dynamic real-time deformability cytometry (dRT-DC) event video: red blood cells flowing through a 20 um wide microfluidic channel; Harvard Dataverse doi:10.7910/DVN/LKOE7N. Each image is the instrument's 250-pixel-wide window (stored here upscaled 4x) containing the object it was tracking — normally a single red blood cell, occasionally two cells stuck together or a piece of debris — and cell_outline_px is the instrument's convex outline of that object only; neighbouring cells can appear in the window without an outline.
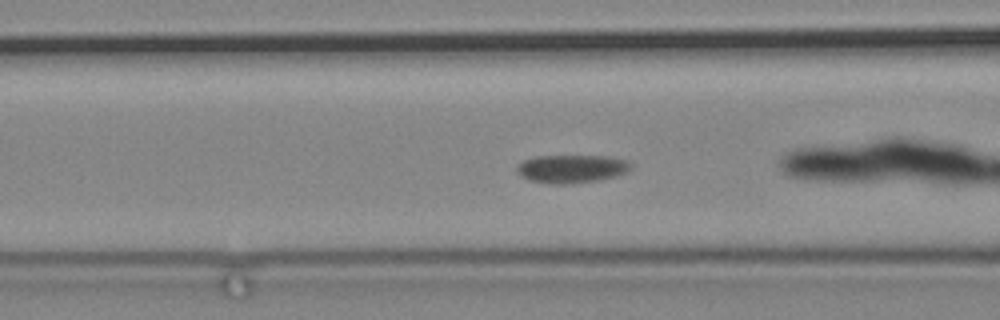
{"species": "common noctule bat (a hibernating species)", "species_latin": "Nyctalus noctula", "temperature_condition": "cold", "stored_images_in_passage": 48, "camera_frame_rate_fps": 3000, "um_per_image_px": 0.085, "animal": {"sex": "male", "body_mass_g": 19.2, "forearm_length_mm": 51.8}, "frame": {"image": 1, "passage_image": 7, "time_ms": 2.0, "image_size_px": [1000, 320], "cell_outline_px": [[632, 168], [628, 172], [616, 176], [600, 180], [564, 184], [552, 184], [532, 180], [520, 176], [516, 168], [524, 160], [536, 156], [604, 156], [628, 160], [632, 164]], "centroid_in_image_um": [48.64, 14.34], "position_along_channel_um": 118.0, "area_um2": 18.67}}
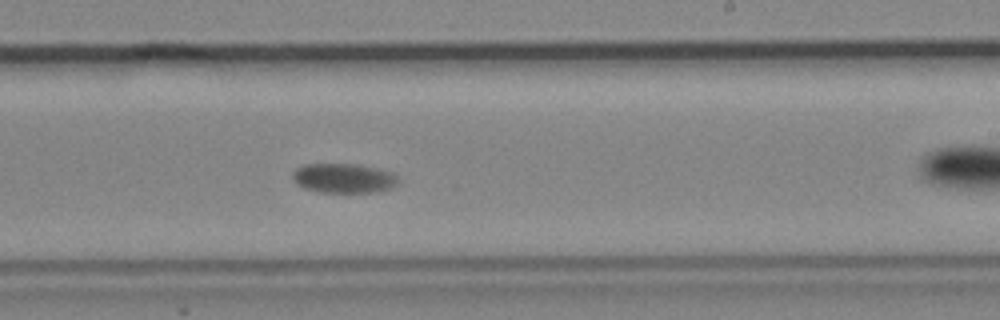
{"frame": {"image": 2, "passage_image": 21, "time_ms": 6.667, "image_size_px": [1000, 320], "cell_outline_px": [[400, 180], [396, 184], [388, 188], [372, 192], [320, 192], [304, 188], [296, 184], [292, 180], [292, 172], [296, 168], [304, 164], [356, 164], [376, 168], [392, 172]], "centroid_in_image_um": [29.16, 15.14], "position_along_channel_um": 259.8, "area_um2": 18.15}}
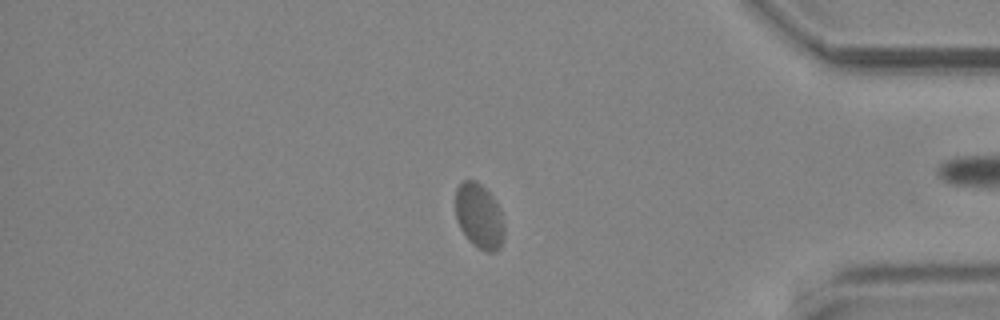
{"frame": {"image": 3, "passage_image": 37, "time_ms": 12.0, "image_size_px": [1000, 320], "cell_outline_px": [[504, 240], [500, 248], [496, 252], [484, 252], [472, 244], [468, 240], [460, 228], [456, 220], [456, 188], [464, 180], [476, 180], [492, 196], [500, 212], [504, 224]], "centroid_in_image_um": [40.73, 18.41], "position_along_channel_um": 394.5, "area_um2": 18.55}}